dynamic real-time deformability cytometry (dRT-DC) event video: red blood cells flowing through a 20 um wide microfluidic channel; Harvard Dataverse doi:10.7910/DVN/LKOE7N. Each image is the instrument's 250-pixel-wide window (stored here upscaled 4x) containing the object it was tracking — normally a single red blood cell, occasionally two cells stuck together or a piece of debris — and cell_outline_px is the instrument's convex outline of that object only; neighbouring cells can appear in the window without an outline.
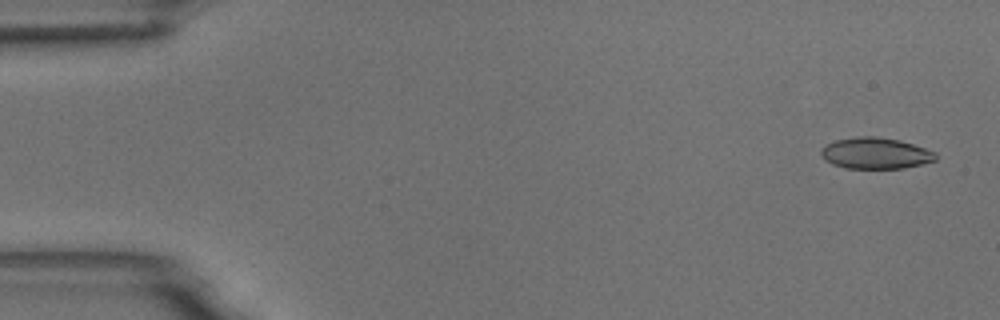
{"species": "common noctule bat (a hibernating species)", "species_latin": "Nyctalus noctula", "temperature_condition": "room temperature", "stored_images_in_passage": 6, "camera_frame_rate_fps": 3000, "um_per_image_px": 0.085, "animal": {"sex": "male", "body_mass_g": 18.8}, "frame": {"image": 1, "passage_image": 1, "time_ms": 0.0, "image_size_px": [1000, 320], "cell_outline_px": [[936, 160], [904, 168], [844, 168], [832, 164], [824, 160], [820, 152], [820, 148], [836, 140], [856, 136], [876, 136], [900, 140], [936, 152]], "centroid_in_image_um": [74.39, 13.02], "position_along_channel_um": 10.6, "area_um2": 20.87}}
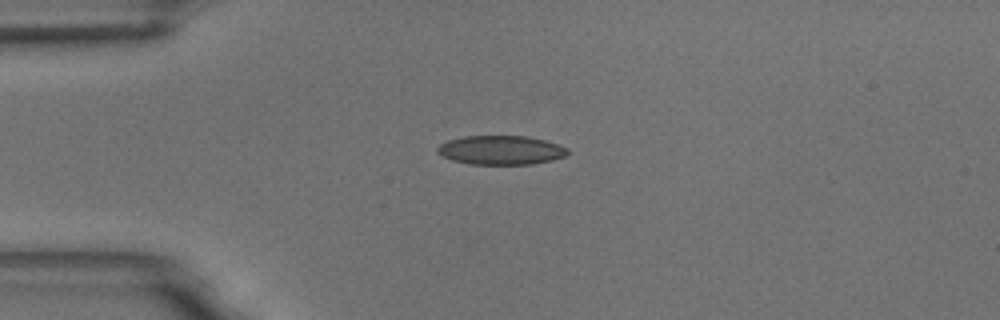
{"frame": {"image": 2, "passage_image": 4, "time_ms": 3.667, "image_size_px": [1000, 320], "cell_outline_px": [[568, 152], [564, 156], [552, 160], [532, 164], [468, 164], [452, 160], [440, 156], [436, 152], [436, 148], [440, 144], [448, 140], [464, 136], [524, 136], [544, 140], [568, 148]], "centroid_in_image_um": [42.52, 12.76], "position_along_channel_um": 42.5, "area_um2": 22.02}}